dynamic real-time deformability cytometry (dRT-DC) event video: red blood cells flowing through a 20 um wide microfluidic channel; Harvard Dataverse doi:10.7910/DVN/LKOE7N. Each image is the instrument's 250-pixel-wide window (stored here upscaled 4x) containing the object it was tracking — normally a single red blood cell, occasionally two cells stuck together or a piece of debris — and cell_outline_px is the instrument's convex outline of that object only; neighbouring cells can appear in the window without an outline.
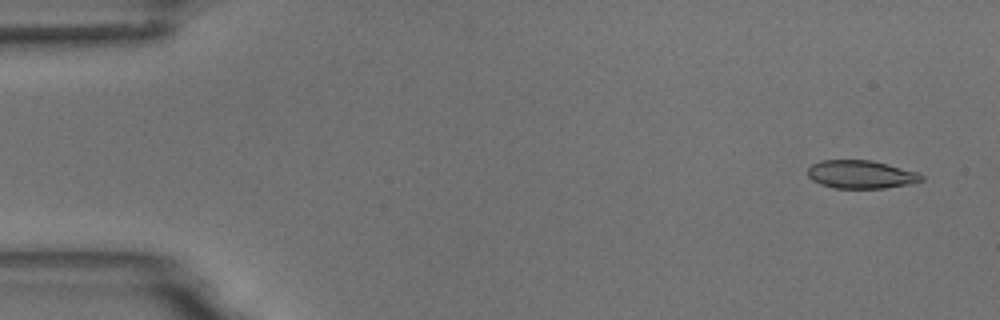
{"species": "common noctule bat (a hibernating species)", "species_latin": "Nyctalus noctula", "temperature_condition": "room temperature", "stored_images_in_passage": 9, "camera_frame_rate_fps": 3000, "um_per_image_px": 0.085, "animal": {"sex": "male", "body_mass_g": 18.8}, "frame": {"image": 1, "passage_image": 1, "time_ms": 0.0, "image_size_px": [1000, 320], "cell_outline_px": [[924, 180], [908, 184], [884, 188], [832, 188], [820, 184], [812, 180], [808, 176], [808, 168], [812, 164], [820, 160], [872, 160], [920, 172], [924, 176]], "centroid_in_image_um": [73.19, 14.82], "position_along_channel_um": 11.8, "area_um2": 18.84}}
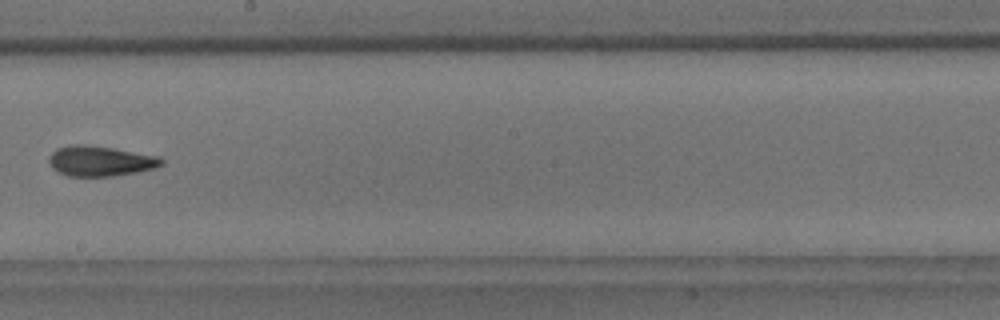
{"frame": {"image": 2, "passage_image": 9, "time_ms": 9.333, "image_size_px": [1000, 320], "cell_outline_px": [[164, 164], [156, 168], [136, 172], [112, 176], [68, 176], [56, 172], [52, 168], [48, 160], [48, 156], [56, 148], [72, 144], [84, 144], [112, 148], [160, 156], [164, 160]], "centroid_in_image_um": [8.51, 13.68], "position_along_channel_um": 239.7, "area_um2": 20.06}}